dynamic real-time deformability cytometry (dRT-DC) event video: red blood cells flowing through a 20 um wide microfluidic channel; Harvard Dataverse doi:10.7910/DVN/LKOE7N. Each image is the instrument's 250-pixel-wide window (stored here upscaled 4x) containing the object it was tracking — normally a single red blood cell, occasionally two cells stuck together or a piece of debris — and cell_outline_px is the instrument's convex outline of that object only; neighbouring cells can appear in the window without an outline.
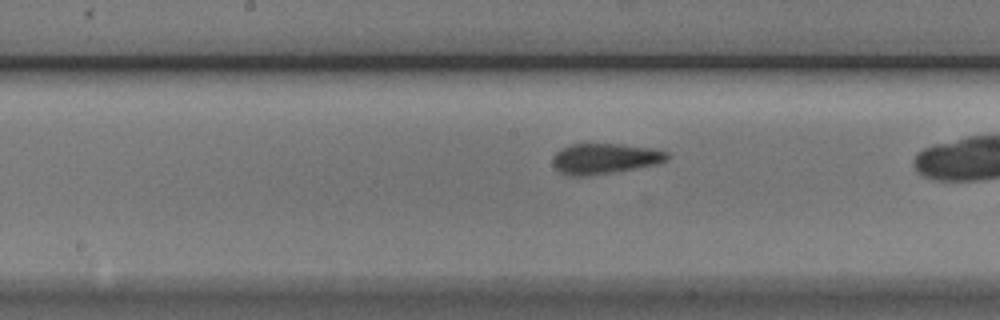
{"species": "Egyptian fruit bat (a non-hibernating species)", "species_latin": "Rousettus aegyptiacus", "temperature_condition": "cold", "stored_images_in_passage": 33, "camera_frame_rate_fps": 3000, "um_per_image_px": 0.085, "animal": {"sex": "male"}, "frame": {"image": 1, "passage_image": 19, "time_ms": 6.0, "image_size_px": [1000, 320], "cell_outline_px": [[668, 160], [656, 164], [588, 176], [568, 176], [560, 172], [552, 164], [552, 160], [556, 152], [560, 148], [572, 144], [620, 144], [652, 148], [668, 152]], "centroid_in_image_um": [51.37, 13.48], "position_along_channel_um": 196.8, "area_um2": 20.23}}